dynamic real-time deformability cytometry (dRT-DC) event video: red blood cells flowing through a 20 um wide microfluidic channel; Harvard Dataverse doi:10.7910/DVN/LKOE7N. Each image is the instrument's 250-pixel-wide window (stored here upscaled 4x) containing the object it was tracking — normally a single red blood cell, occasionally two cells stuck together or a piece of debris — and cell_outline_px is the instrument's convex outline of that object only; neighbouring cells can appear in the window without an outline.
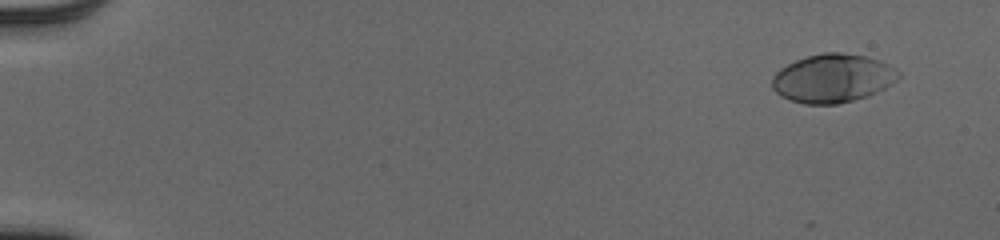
{"species": "human", "species_latin": "Homo sapiens", "temperature_condition": "cold", "stored_images_in_passage": 54, "camera_frame_rate_fps": 3000, "um_per_image_px": 0.085, "donor": {"sex": "male"}, "frame": {"image": 1, "passage_image": 4, "time_ms": 1.0, "image_size_px": [1000, 240], "cell_outline_px": [[900, 76], [892, 84], [868, 96], [836, 104], [804, 104], [788, 100], [780, 96], [772, 88], [772, 76], [780, 68], [796, 60], [808, 56], [824, 52], [840, 52], [864, 56], [880, 60], [896, 68], [900, 72]], "centroid_in_image_um": [70.77, 6.66], "position_along_channel_um": 14.2, "area_um2": 35.84}}
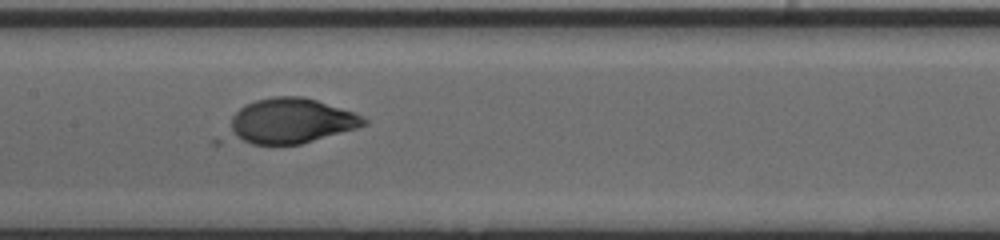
{"frame": {"image": 2, "passage_image": 29, "time_ms": 9.333, "image_size_px": [1000, 240], "cell_outline_px": [[368, 124], [356, 128], [300, 144], [212, 144], [212, 140], [232, 116], [244, 104], [256, 100], [276, 96], [300, 96], [316, 100], [352, 112], [368, 120]], "centroid_in_image_um": [24.32, 10.36], "position_along_channel_um": 183.1, "area_um2": 37.51}}
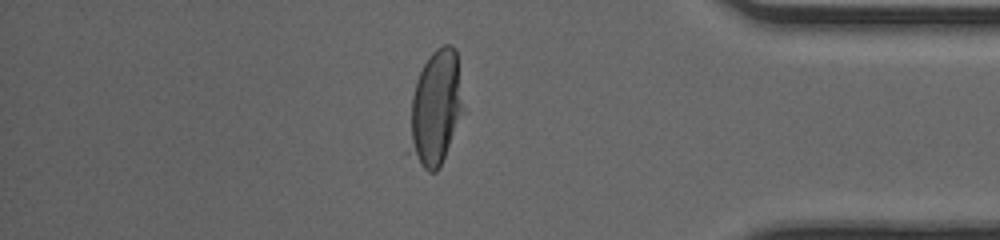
{"frame": {"image": 3, "passage_image": 47, "time_ms": 15.333, "image_size_px": [1000, 240], "cell_outline_px": [[464, 108], [440, 168], [436, 172], [428, 172], [404, 152], [412, 96], [416, 80], [428, 56], [436, 48], [444, 44], [452, 44], [456, 48]], "centroid_in_image_um": [36.96, 9.25], "position_along_channel_um": 398.2, "area_um2": 37.22}, "authors_computed_cell_mechanics": {"area_um2": 36.1539, "velocity_mm_per_s": 3.9555, "shape_relaxation_time_tau1_ms": 4.434, "shape_relaxation_time_tau2_ms": null, "deformation_change_tau1": 0.2087, "deformation_change_tau2": null}}